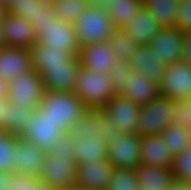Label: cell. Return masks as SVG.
<instances>
[{
    "mask_svg": "<svg viewBox=\"0 0 191 190\" xmlns=\"http://www.w3.org/2000/svg\"><path fill=\"white\" fill-rule=\"evenodd\" d=\"M135 171L139 190H167L174 180L172 168L141 164Z\"/></svg>",
    "mask_w": 191,
    "mask_h": 190,
    "instance_id": "obj_23",
    "label": "cell"
},
{
    "mask_svg": "<svg viewBox=\"0 0 191 190\" xmlns=\"http://www.w3.org/2000/svg\"><path fill=\"white\" fill-rule=\"evenodd\" d=\"M1 26L8 47L30 49L38 42L35 27L27 19L8 13Z\"/></svg>",
    "mask_w": 191,
    "mask_h": 190,
    "instance_id": "obj_16",
    "label": "cell"
},
{
    "mask_svg": "<svg viewBox=\"0 0 191 190\" xmlns=\"http://www.w3.org/2000/svg\"><path fill=\"white\" fill-rule=\"evenodd\" d=\"M16 161L15 176H28L38 179L46 153L37 145L18 137L15 142Z\"/></svg>",
    "mask_w": 191,
    "mask_h": 190,
    "instance_id": "obj_14",
    "label": "cell"
},
{
    "mask_svg": "<svg viewBox=\"0 0 191 190\" xmlns=\"http://www.w3.org/2000/svg\"><path fill=\"white\" fill-rule=\"evenodd\" d=\"M34 190H62V189L54 187L50 184L43 183L39 179L34 178Z\"/></svg>",
    "mask_w": 191,
    "mask_h": 190,
    "instance_id": "obj_47",
    "label": "cell"
},
{
    "mask_svg": "<svg viewBox=\"0 0 191 190\" xmlns=\"http://www.w3.org/2000/svg\"><path fill=\"white\" fill-rule=\"evenodd\" d=\"M113 169L108 160L77 165L75 185L87 190H107Z\"/></svg>",
    "mask_w": 191,
    "mask_h": 190,
    "instance_id": "obj_15",
    "label": "cell"
},
{
    "mask_svg": "<svg viewBox=\"0 0 191 190\" xmlns=\"http://www.w3.org/2000/svg\"><path fill=\"white\" fill-rule=\"evenodd\" d=\"M174 156L166 147L161 135L142 137L141 163L172 168Z\"/></svg>",
    "mask_w": 191,
    "mask_h": 190,
    "instance_id": "obj_22",
    "label": "cell"
},
{
    "mask_svg": "<svg viewBox=\"0 0 191 190\" xmlns=\"http://www.w3.org/2000/svg\"><path fill=\"white\" fill-rule=\"evenodd\" d=\"M89 109H102L116 95L110 75L80 66L73 91Z\"/></svg>",
    "mask_w": 191,
    "mask_h": 190,
    "instance_id": "obj_2",
    "label": "cell"
},
{
    "mask_svg": "<svg viewBox=\"0 0 191 190\" xmlns=\"http://www.w3.org/2000/svg\"><path fill=\"white\" fill-rule=\"evenodd\" d=\"M134 72L132 65L129 62L116 60L113 70L110 73L112 87L117 95L123 94V85H125L127 76Z\"/></svg>",
    "mask_w": 191,
    "mask_h": 190,
    "instance_id": "obj_37",
    "label": "cell"
},
{
    "mask_svg": "<svg viewBox=\"0 0 191 190\" xmlns=\"http://www.w3.org/2000/svg\"><path fill=\"white\" fill-rule=\"evenodd\" d=\"M116 60V53L108 42H97L81 47L79 61L81 66L88 70L110 75Z\"/></svg>",
    "mask_w": 191,
    "mask_h": 190,
    "instance_id": "obj_17",
    "label": "cell"
},
{
    "mask_svg": "<svg viewBox=\"0 0 191 190\" xmlns=\"http://www.w3.org/2000/svg\"><path fill=\"white\" fill-rule=\"evenodd\" d=\"M9 102L19 107L38 110L45 92L41 75L34 69L20 73L9 82Z\"/></svg>",
    "mask_w": 191,
    "mask_h": 190,
    "instance_id": "obj_5",
    "label": "cell"
},
{
    "mask_svg": "<svg viewBox=\"0 0 191 190\" xmlns=\"http://www.w3.org/2000/svg\"><path fill=\"white\" fill-rule=\"evenodd\" d=\"M9 82L0 77V99L9 97Z\"/></svg>",
    "mask_w": 191,
    "mask_h": 190,
    "instance_id": "obj_48",
    "label": "cell"
},
{
    "mask_svg": "<svg viewBox=\"0 0 191 190\" xmlns=\"http://www.w3.org/2000/svg\"><path fill=\"white\" fill-rule=\"evenodd\" d=\"M141 106L124 96L116 94L101 111L112 120L114 128L119 133L137 134V121Z\"/></svg>",
    "mask_w": 191,
    "mask_h": 190,
    "instance_id": "obj_8",
    "label": "cell"
},
{
    "mask_svg": "<svg viewBox=\"0 0 191 190\" xmlns=\"http://www.w3.org/2000/svg\"><path fill=\"white\" fill-rule=\"evenodd\" d=\"M121 96L132 100L136 104L144 105L160 96L159 85L146 79L144 75L133 72L127 76Z\"/></svg>",
    "mask_w": 191,
    "mask_h": 190,
    "instance_id": "obj_21",
    "label": "cell"
},
{
    "mask_svg": "<svg viewBox=\"0 0 191 190\" xmlns=\"http://www.w3.org/2000/svg\"><path fill=\"white\" fill-rule=\"evenodd\" d=\"M58 19L54 6L51 3L42 2L37 9L36 20H33V24H47L54 23Z\"/></svg>",
    "mask_w": 191,
    "mask_h": 190,
    "instance_id": "obj_41",
    "label": "cell"
},
{
    "mask_svg": "<svg viewBox=\"0 0 191 190\" xmlns=\"http://www.w3.org/2000/svg\"><path fill=\"white\" fill-rule=\"evenodd\" d=\"M75 140L68 134H64L53 144L50 152L63 158H71L75 162Z\"/></svg>",
    "mask_w": 191,
    "mask_h": 190,
    "instance_id": "obj_39",
    "label": "cell"
},
{
    "mask_svg": "<svg viewBox=\"0 0 191 190\" xmlns=\"http://www.w3.org/2000/svg\"><path fill=\"white\" fill-rule=\"evenodd\" d=\"M37 110L6 104L5 120L0 125V129L7 134L21 136L30 123L31 117Z\"/></svg>",
    "mask_w": 191,
    "mask_h": 190,
    "instance_id": "obj_26",
    "label": "cell"
},
{
    "mask_svg": "<svg viewBox=\"0 0 191 190\" xmlns=\"http://www.w3.org/2000/svg\"><path fill=\"white\" fill-rule=\"evenodd\" d=\"M66 132L56 122L46 117V113L38 109L30 119L26 130L20 136L24 140L37 145L45 153L50 152L53 144Z\"/></svg>",
    "mask_w": 191,
    "mask_h": 190,
    "instance_id": "obj_11",
    "label": "cell"
},
{
    "mask_svg": "<svg viewBox=\"0 0 191 190\" xmlns=\"http://www.w3.org/2000/svg\"><path fill=\"white\" fill-rule=\"evenodd\" d=\"M38 43L56 49H63L73 57L80 55L81 46L77 40L74 25L65 23L59 18L53 23L33 24Z\"/></svg>",
    "mask_w": 191,
    "mask_h": 190,
    "instance_id": "obj_6",
    "label": "cell"
},
{
    "mask_svg": "<svg viewBox=\"0 0 191 190\" xmlns=\"http://www.w3.org/2000/svg\"><path fill=\"white\" fill-rule=\"evenodd\" d=\"M39 110L68 133L90 109L74 92L45 90Z\"/></svg>",
    "mask_w": 191,
    "mask_h": 190,
    "instance_id": "obj_1",
    "label": "cell"
},
{
    "mask_svg": "<svg viewBox=\"0 0 191 190\" xmlns=\"http://www.w3.org/2000/svg\"><path fill=\"white\" fill-rule=\"evenodd\" d=\"M13 175L0 170V190H9Z\"/></svg>",
    "mask_w": 191,
    "mask_h": 190,
    "instance_id": "obj_45",
    "label": "cell"
},
{
    "mask_svg": "<svg viewBox=\"0 0 191 190\" xmlns=\"http://www.w3.org/2000/svg\"><path fill=\"white\" fill-rule=\"evenodd\" d=\"M40 1L53 4V3H54L55 1H57V0H40Z\"/></svg>",
    "mask_w": 191,
    "mask_h": 190,
    "instance_id": "obj_55",
    "label": "cell"
},
{
    "mask_svg": "<svg viewBox=\"0 0 191 190\" xmlns=\"http://www.w3.org/2000/svg\"><path fill=\"white\" fill-rule=\"evenodd\" d=\"M167 190H191L190 183L187 181H181L175 179L170 183V187Z\"/></svg>",
    "mask_w": 191,
    "mask_h": 190,
    "instance_id": "obj_46",
    "label": "cell"
},
{
    "mask_svg": "<svg viewBox=\"0 0 191 190\" xmlns=\"http://www.w3.org/2000/svg\"><path fill=\"white\" fill-rule=\"evenodd\" d=\"M80 66L79 56L72 57L64 65L46 66V69L40 74L44 89L73 92Z\"/></svg>",
    "mask_w": 191,
    "mask_h": 190,
    "instance_id": "obj_13",
    "label": "cell"
},
{
    "mask_svg": "<svg viewBox=\"0 0 191 190\" xmlns=\"http://www.w3.org/2000/svg\"><path fill=\"white\" fill-rule=\"evenodd\" d=\"M19 136L0 132V170L10 174L14 173L16 161L15 142Z\"/></svg>",
    "mask_w": 191,
    "mask_h": 190,
    "instance_id": "obj_33",
    "label": "cell"
},
{
    "mask_svg": "<svg viewBox=\"0 0 191 190\" xmlns=\"http://www.w3.org/2000/svg\"><path fill=\"white\" fill-rule=\"evenodd\" d=\"M9 102L8 98L0 99V125L5 120L6 104Z\"/></svg>",
    "mask_w": 191,
    "mask_h": 190,
    "instance_id": "obj_49",
    "label": "cell"
},
{
    "mask_svg": "<svg viewBox=\"0 0 191 190\" xmlns=\"http://www.w3.org/2000/svg\"><path fill=\"white\" fill-rule=\"evenodd\" d=\"M6 47V41L4 38V33H3V29L0 23V49L5 48Z\"/></svg>",
    "mask_w": 191,
    "mask_h": 190,
    "instance_id": "obj_52",
    "label": "cell"
},
{
    "mask_svg": "<svg viewBox=\"0 0 191 190\" xmlns=\"http://www.w3.org/2000/svg\"><path fill=\"white\" fill-rule=\"evenodd\" d=\"M77 164L71 158L47 152L38 179L54 187L65 189L75 185Z\"/></svg>",
    "mask_w": 191,
    "mask_h": 190,
    "instance_id": "obj_9",
    "label": "cell"
},
{
    "mask_svg": "<svg viewBox=\"0 0 191 190\" xmlns=\"http://www.w3.org/2000/svg\"><path fill=\"white\" fill-rule=\"evenodd\" d=\"M183 61L191 65V31L184 32Z\"/></svg>",
    "mask_w": 191,
    "mask_h": 190,
    "instance_id": "obj_44",
    "label": "cell"
},
{
    "mask_svg": "<svg viewBox=\"0 0 191 190\" xmlns=\"http://www.w3.org/2000/svg\"><path fill=\"white\" fill-rule=\"evenodd\" d=\"M33 70L30 49L8 47L0 49V77L10 82L18 74Z\"/></svg>",
    "mask_w": 191,
    "mask_h": 190,
    "instance_id": "obj_18",
    "label": "cell"
},
{
    "mask_svg": "<svg viewBox=\"0 0 191 190\" xmlns=\"http://www.w3.org/2000/svg\"><path fill=\"white\" fill-rule=\"evenodd\" d=\"M89 5L90 0H57L53 3L57 17L61 21L72 25L85 13Z\"/></svg>",
    "mask_w": 191,
    "mask_h": 190,
    "instance_id": "obj_31",
    "label": "cell"
},
{
    "mask_svg": "<svg viewBox=\"0 0 191 190\" xmlns=\"http://www.w3.org/2000/svg\"><path fill=\"white\" fill-rule=\"evenodd\" d=\"M33 69L41 74L46 66L64 65L73 56L63 49H56L41 43H35L31 48Z\"/></svg>",
    "mask_w": 191,
    "mask_h": 190,
    "instance_id": "obj_24",
    "label": "cell"
},
{
    "mask_svg": "<svg viewBox=\"0 0 191 190\" xmlns=\"http://www.w3.org/2000/svg\"><path fill=\"white\" fill-rule=\"evenodd\" d=\"M159 90L172 101L191 98V65L183 60L167 65Z\"/></svg>",
    "mask_w": 191,
    "mask_h": 190,
    "instance_id": "obj_10",
    "label": "cell"
},
{
    "mask_svg": "<svg viewBox=\"0 0 191 190\" xmlns=\"http://www.w3.org/2000/svg\"><path fill=\"white\" fill-rule=\"evenodd\" d=\"M107 190H139L136 171L114 168Z\"/></svg>",
    "mask_w": 191,
    "mask_h": 190,
    "instance_id": "obj_34",
    "label": "cell"
},
{
    "mask_svg": "<svg viewBox=\"0 0 191 190\" xmlns=\"http://www.w3.org/2000/svg\"><path fill=\"white\" fill-rule=\"evenodd\" d=\"M149 47L166 65L182 61L184 32L177 28H161L150 41Z\"/></svg>",
    "mask_w": 191,
    "mask_h": 190,
    "instance_id": "obj_12",
    "label": "cell"
},
{
    "mask_svg": "<svg viewBox=\"0 0 191 190\" xmlns=\"http://www.w3.org/2000/svg\"><path fill=\"white\" fill-rule=\"evenodd\" d=\"M62 190H87V189H84L83 187H79L77 185H73L71 187H68V188H65V189H62Z\"/></svg>",
    "mask_w": 191,
    "mask_h": 190,
    "instance_id": "obj_53",
    "label": "cell"
},
{
    "mask_svg": "<svg viewBox=\"0 0 191 190\" xmlns=\"http://www.w3.org/2000/svg\"><path fill=\"white\" fill-rule=\"evenodd\" d=\"M142 3L162 28H176L180 0H142Z\"/></svg>",
    "mask_w": 191,
    "mask_h": 190,
    "instance_id": "obj_27",
    "label": "cell"
},
{
    "mask_svg": "<svg viewBox=\"0 0 191 190\" xmlns=\"http://www.w3.org/2000/svg\"><path fill=\"white\" fill-rule=\"evenodd\" d=\"M108 43L116 53L117 60L122 62H128L140 46L133 42L124 29H116L112 37L108 39Z\"/></svg>",
    "mask_w": 191,
    "mask_h": 190,
    "instance_id": "obj_32",
    "label": "cell"
},
{
    "mask_svg": "<svg viewBox=\"0 0 191 190\" xmlns=\"http://www.w3.org/2000/svg\"><path fill=\"white\" fill-rule=\"evenodd\" d=\"M111 1L114 0H90V4L99 6L101 8H107Z\"/></svg>",
    "mask_w": 191,
    "mask_h": 190,
    "instance_id": "obj_50",
    "label": "cell"
},
{
    "mask_svg": "<svg viewBox=\"0 0 191 190\" xmlns=\"http://www.w3.org/2000/svg\"><path fill=\"white\" fill-rule=\"evenodd\" d=\"M7 15H8V10L6 6L2 2H0V23L4 21Z\"/></svg>",
    "mask_w": 191,
    "mask_h": 190,
    "instance_id": "obj_51",
    "label": "cell"
},
{
    "mask_svg": "<svg viewBox=\"0 0 191 190\" xmlns=\"http://www.w3.org/2000/svg\"><path fill=\"white\" fill-rule=\"evenodd\" d=\"M156 18L142 6L134 18L123 29L127 35L138 45H149L150 41L161 30Z\"/></svg>",
    "mask_w": 191,
    "mask_h": 190,
    "instance_id": "obj_20",
    "label": "cell"
},
{
    "mask_svg": "<svg viewBox=\"0 0 191 190\" xmlns=\"http://www.w3.org/2000/svg\"><path fill=\"white\" fill-rule=\"evenodd\" d=\"M103 112L100 109H90L77 121L68 131V134L74 139L98 138L102 140Z\"/></svg>",
    "mask_w": 191,
    "mask_h": 190,
    "instance_id": "obj_25",
    "label": "cell"
},
{
    "mask_svg": "<svg viewBox=\"0 0 191 190\" xmlns=\"http://www.w3.org/2000/svg\"><path fill=\"white\" fill-rule=\"evenodd\" d=\"M161 137L169 151L176 156L190 147L191 129L173 124L162 131Z\"/></svg>",
    "mask_w": 191,
    "mask_h": 190,
    "instance_id": "obj_30",
    "label": "cell"
},
{
    "mask_svg": "<svg viewBox=\"0 0 191 190\" xmlns=\"http://www.w3.org/2000/svg\"><path fill=\"white\" fill-rule=\"evenodd\" d=\"M9 190H34V178L13 175Z\"/></svg>",
    "mask_w": 191,
    "mask_h": 190,
    "instance_id": "obj_43",
    "label": "cell"
},
{
    "mask_svg": "<svg viewBox=\"0 0 191 190\" xmlns=\"http://www.w3.org/2000/svg\"><path fill=\"white\" fill-rule=\"evenodd\" d=\"M42 2L40 0H16L12 2L7 10L13 16L27 19L33 24V20H36L38 6Z\"/></svg>",
    "mask_w": 191,
    "mask_h": 190,
    "instance_id": "obj_35",
    "label": "cell"
},
{
    "mask_svg": "<svg viewBox=\"0 0 191 190\" xmlns=\"http://www.w3.org/2000/svg\"><path fill=\"white\" fill-rule=\"evenodd\" d=\"M75 162L77 165L88 163L92 160H108L107 144L98 138H81L75 140Z\"/></svg>",
    "mask_w": 191,
    "mask_h": 190,
    "instance_id": "obj_28",
    "label": "cell"
},
{
    "mask_svg": "<svg viewBox=\"0 0 191 190\" xmlns=\"http://www.w3.org/2000/svg\"><path fill=\"white\" fill-rule=\"evenodd\" d=\"M81 47L97 42H108L116 30L107 8L90 4L74 24Z\"/></svg>",
    "mask_w": 191,
    "mask_h": 190,
    "instance_id": "obj_3",
    "label": "cell"
},
{
    "mask_svg": "<svg viewBox=\"0 0 191 190\" xmlns=\"http://www.w3.org/2000/svg\"><path fill=\"white\" fill-rule=\"evenodd\" d=\"M142 138L138 134L119 133L107 143V159L114 168L136 170L141 163Z\"/></svg>",
    "mask_w": 191,
    "mask_h": 190,
    "instance_id": "obj_7",
    "label": "cell"
},
{
    "mask_svg": "<svg viewBox=\"0 0 191 190\" xmlns=\"http://www.w3.org/2000/svg\"><path fill=\"white\" fill-rule=\"evenodd\" d=\"M102 140L106 144L108 142H113L119 137V132L114 128V124L112 123V120L109 119L104 113H103V125H102Z\"/></svg>",
    "mask_w": 191,
    "mask_h": 190,
    "instance_id": "obj_42",
    "label": "cell"
},
{
    "mask_svg": "<svg viewBox=\"0 0 191 190\" xmlns=\"http://www.w3.org/2000/svg\"><path fill=\"white\" fill-rule=\"evenodd\" d=\"M176 28L182 32L191 31V0H180L176 14Z\"/></svg>",
    "mask_w": 191,
    "mask_h": 190,
    "instance_id": "obj_40",
    "label": "cell"
},
{
    "mask_svg": "<svg viewBox=\"0 0 191 190\" xmlns=\"http://www.w3.org/2000/svg\"><path fill=\"white\" fill-rule=\"evenodd\" d=\"M172 112H174V101L162 96L142 105L137 121V134L141 138L161 135L166 127L174 124Z\"/></svg>",
    "mask_w": 191,
    "mask_h": 190,
    "instance_id": "obj_4",
    "label": "cell"
},
{
    "mask_svg": "<svg viewBox=\"0 0 191 190\" xmlns=\"http://www.w3.org/2000/svg\"><path fill=\"white\" fill-rule=\"evenodd\" d=\"M13 1H16V0H0V2H2L6 6V8H8Z\"/></svg>",
    "mask_w": 191,
    "mask_h": 190,
    "instance_id": "obj_54",
    "label": "cell"
},
{
    "mask_svg": "<svg viewBox=\"0 0 191 190\" xmlns=\"http://www.w3.org/2000/svg\"><path fill=\"white\" fill-rule=\"evenodd\" d=\"M128 62L132 65L134 72L144 75L146 79L158 85L162 82L167 68L155 52H152L149 45L139 46Z\"/></svg>",
    "mask_w": 191,
    "mask_h": 190,
    "instance_id": "obj_19",
    "label": "cell"
},
{
    "mask_svg": "<svg viewBox=\"0 0 191 190\" xmlns=\"http://www.w3.org/2000/svg\"><path fill=\"white\" fill-rule=\"evenodd\" d=\"M143 6L142 0H114L107 7L116 29H123Z\"/></svg>",
    "mask_w": 191,
    "mask_h": 190,
    "instance_id": "obj_29",
    "label": "cell"
},
{
    "mask_svg": "<svg viewBox=\"0 0 191 190\" xmlns=\"http://www.w3.org/2000/svg\"><path fill=\"white\" fill-rule=\"evenodd\" d=\"M172 172L175 179L191 183V148L174 156Z\"/></svg>",
    "mask_w": 191,
    "mask_h": 190,
    "instance_id": "obj_36",
    "label": "cell"
},
{
    "mask_svg": "<svg viewBox=\"0 0 191 190\" xmlns=\"http://www.w3.org/2000/svg\"><path fill=\"white\" fill-rule=\"evenodd\" d=\"M172 121L174 124L191 129V98L174 101Z\"/></svg>",
    "mask_w": 191,
    "mask_h": 190,
    "instance_id": "obj_38",
    "label": "cell"
}]
</instances>
